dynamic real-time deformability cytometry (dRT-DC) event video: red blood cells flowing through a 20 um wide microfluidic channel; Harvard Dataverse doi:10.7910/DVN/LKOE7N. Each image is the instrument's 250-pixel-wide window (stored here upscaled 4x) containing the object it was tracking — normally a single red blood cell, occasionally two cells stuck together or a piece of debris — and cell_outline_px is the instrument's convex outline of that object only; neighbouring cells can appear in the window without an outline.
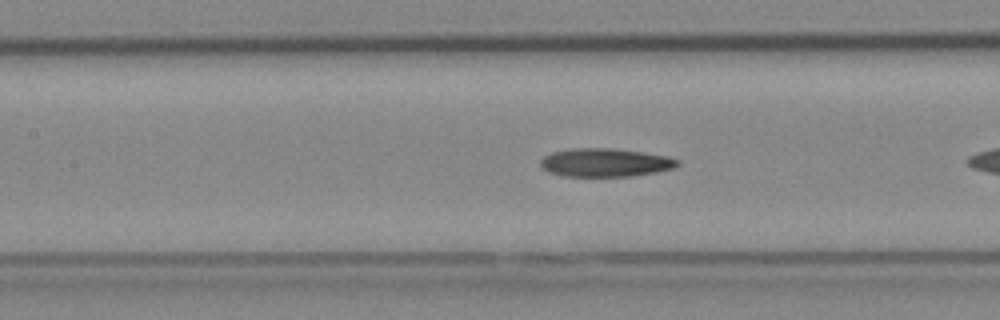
{"species": "Egyptian fruit bat (a non-hibernating species)", "species_latin": "Rousettus aegyptiacus", "temperature_condition": "cold", "stored_images_in_passage": 9, "camera_frame_rate_fps": 3000, "um_per_image_px": 0.085, "animal": {"sex": "female"}, "frame": {"image": 1, "passage_image": 8, "time_ms": 2.333, "image_size_px": [1000, 320], "cell_outline_px": [[680, 164], [672, 168], [656, 172], [632, 176], [564, 176], [548, 172], [540, 164], [540, 160], [544, 156], [552, 152], [572, 148], [612, 148], [668, 156], [680, 160]], "centroid_in_image_um": [51.44, 13.81], "position_along_channel_um": 156.0, "area_um2": 22.6}}